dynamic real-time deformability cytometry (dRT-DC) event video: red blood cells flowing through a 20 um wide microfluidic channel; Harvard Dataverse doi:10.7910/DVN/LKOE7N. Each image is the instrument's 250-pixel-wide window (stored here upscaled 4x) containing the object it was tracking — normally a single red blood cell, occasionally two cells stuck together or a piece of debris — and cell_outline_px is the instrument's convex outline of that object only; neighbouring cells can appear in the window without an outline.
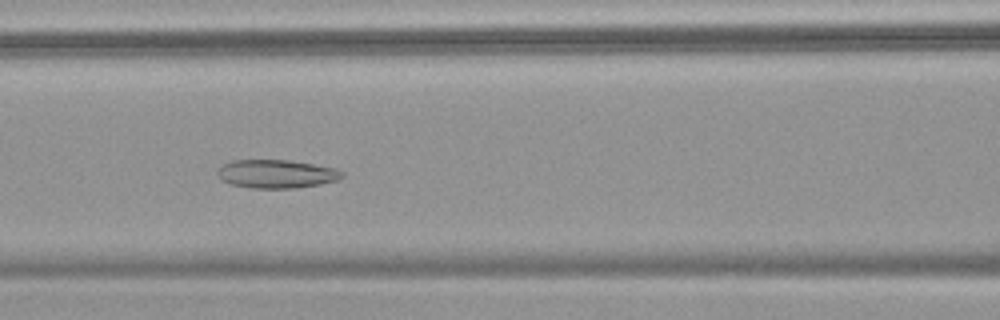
{"species": "common noctule bat (a hibernating species)", "species_latin": "Nyctalus noctula", "temperature_condition": "warm", "stored_images_in_passage": 56, "camera_frame_rate_fps": 3000, "um_per_image_px": 0.085, "animal": {"sex": "female", "body_mass_g": 18.4}, "frame": {"image": 1, "passage_image": 26, "time_ms": 8.333, "image_size_px": [1000, 320], "cell_outline_px": [[344, 176], [336, 180], [320, 184], [292, 188], [252, 188], [228, 184], [220, 180], [216, 176], [216, 168], [232, 160], [288, 160], [336, 168], [344, 172]], "centroid_in_image_um": [23.43, 14.78], "position_along_channel_um": 143.2, "area_um2": 20.81}}
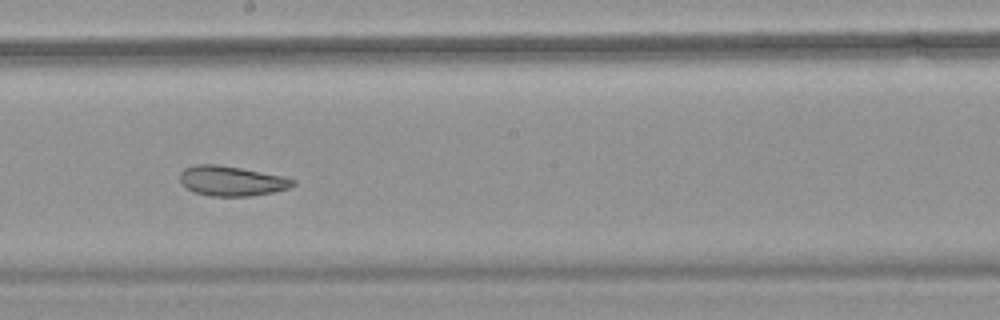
{"frame": {"image": 2, "passage_image": 33, "time_ms": 10.667, "image_size_px": [1000, 320], "cell_outline_px": [[296, 184], [288, 188], [272, 192], [252, 196], [208, 196], [196, 192], [180, 184], [180, 172], [184, 168], [196, 164], [216, 164], [240, 168], [280, 176], [296, 180]], "centroid_in_image_um": [19.64, 15.38], "position_along_channel_um": 228.6, "area_um2": 19.54}}
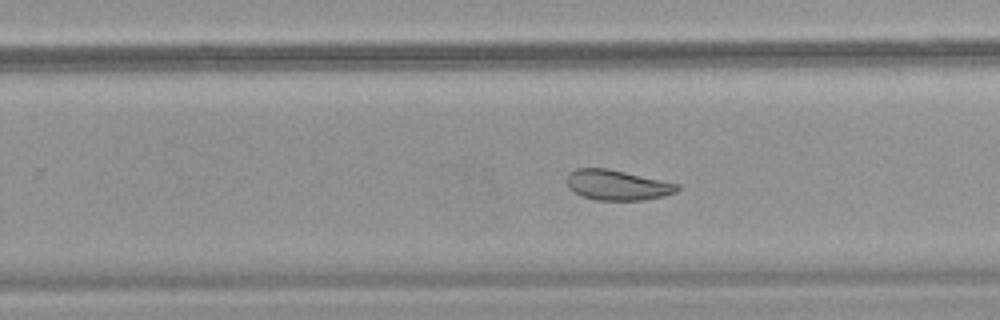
{"frame": {"image": 3, "passage_image": 37, "time_ms": 12.0, "image_size_px": [1000, 320], "cell_outline_px": [[680, 188], [676, 192], [664, 196], [644, 200], [596, 200], [580, 196], [572, 192], [568, 188], [568, 172], [576, 168], [608, 168], [680, 184]], "centroid_in_image_um": [52.46, 15.73], "position_along_channel_um": 277.3, "area_um2": 19.65}, "authors_computed_cell_mechanics": {"area_um2": 26.1256, "velocity_mm_per_s": 3.6778, "shape_relaxation_time_tau1_ms": null, "shape_relaxation_time_tau2_ms": 2.5746, "deformation_change_tau1": null, "deformation_change_tau2": 0.0852}}